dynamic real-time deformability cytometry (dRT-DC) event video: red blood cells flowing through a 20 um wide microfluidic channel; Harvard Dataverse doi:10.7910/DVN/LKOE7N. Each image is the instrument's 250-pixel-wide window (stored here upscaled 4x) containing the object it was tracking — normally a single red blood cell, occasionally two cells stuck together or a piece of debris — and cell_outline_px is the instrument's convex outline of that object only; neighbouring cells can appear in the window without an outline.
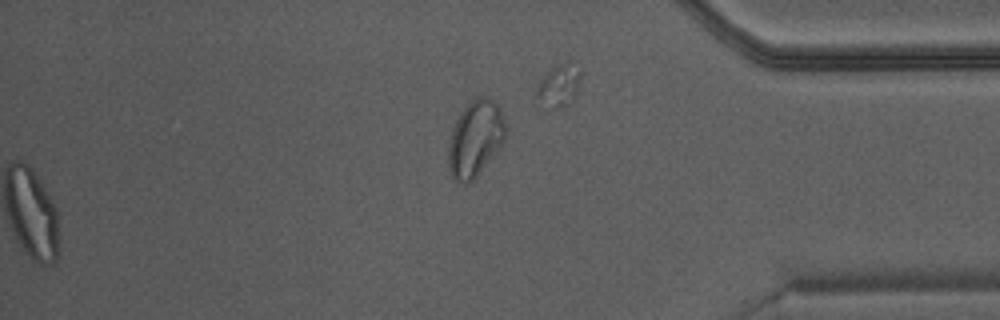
{"species": "Egyptian fruit bat (a non-hibernating species)", "species_latin": "Rousettus aegyptiacus", "temperature_condition": "warm", "stored_images_in_passage": 48, "camera_frame_rate_fps": 3000, "um_per_image_px": 0.085, "animal": {"sex": "male"}, "frame": {"image": 1, "passage_image": 48, "time_ms": 15.667, "image_size_px": [1000, 320], "cell_outline_px": [[508, 136], [480, 172], [468, 184], [456, 180], [452, 176], [448, 164], [448, 144], [452, 128], [460, 112], [476, 96], [488, 96], [500, 108], [508, 124]], "centroid_in_image_um": [40.43, 11.74], "position_along_channel_um": 394.8, "area_um2": 25.66}}